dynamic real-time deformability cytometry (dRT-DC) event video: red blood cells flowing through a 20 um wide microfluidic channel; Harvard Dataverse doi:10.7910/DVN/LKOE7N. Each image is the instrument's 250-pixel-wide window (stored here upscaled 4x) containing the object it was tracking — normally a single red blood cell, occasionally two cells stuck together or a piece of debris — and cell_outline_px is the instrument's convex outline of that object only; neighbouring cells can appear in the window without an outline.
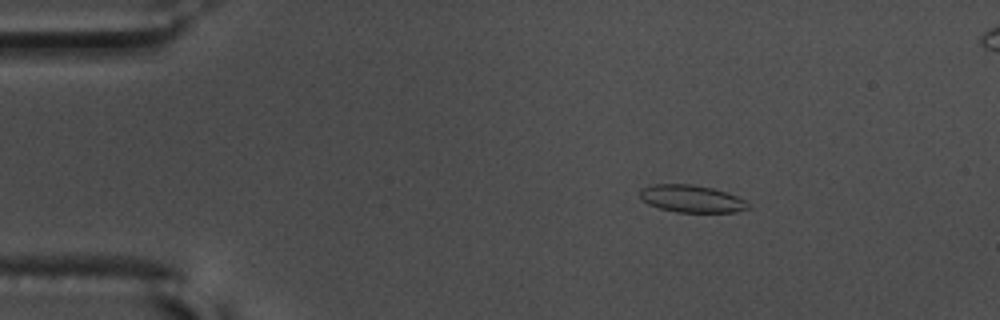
{"species": "common noctule bat (a hibernating species)", "species_latin": "Nyctalus noctula", "temperature_condition": "warm", "stored_images_in_passage": 52, "segment_of_instrument_passage": [1, 2], "camera_frame_rate_fps": 3000, "um_per_image_px": 0.085, "animal": {"sex": "male", "body_mass_g": 17.5, "forearm_length_mm": 52.3}, "frame": {"image": 1, "passage_image": 3, "time_ms": 0.667, "image_size_px": [1000, 320], "cell_outline_px": [[748, 208], [736, 212], [676, 212], [660, 208], [648, 204], [640, 200], [640, 188], [652, 184], [692, 184], [712, 188], [736, 196], [744, 200], [748, 204]], "centroid_in_image_um": [58.72, 16.89], "position_along_channel_um": 26.3, "area_um2": 17.17}}
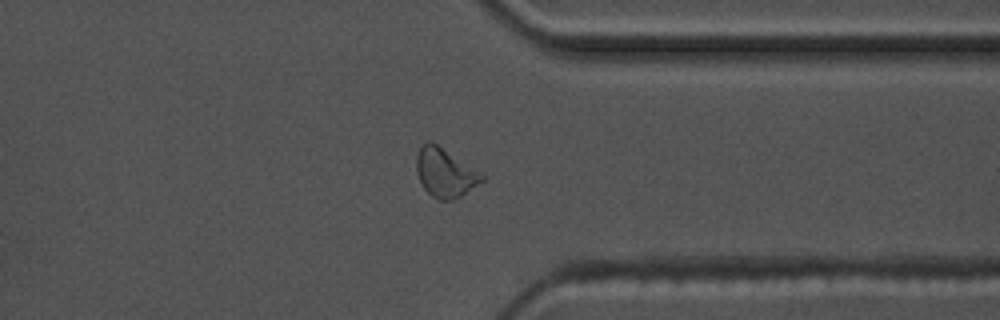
{"frame": {"image": 2, "passage_image": 38, "time_ms": 12.333, "image_size_px": [1000, 320], "cell_outline_px": [[484, 180], [460, 196], [452, 200], [440, 200], [432, 196], [424, 188], [420, 180], [416, 168], [416, 156], [420, 148], [428, 140], [432, 140], [484, 172]], "centroid_in_image_um": [37.87, 14.64], "position_along_channel_um": 373.5, "area_um2": 18.9}}